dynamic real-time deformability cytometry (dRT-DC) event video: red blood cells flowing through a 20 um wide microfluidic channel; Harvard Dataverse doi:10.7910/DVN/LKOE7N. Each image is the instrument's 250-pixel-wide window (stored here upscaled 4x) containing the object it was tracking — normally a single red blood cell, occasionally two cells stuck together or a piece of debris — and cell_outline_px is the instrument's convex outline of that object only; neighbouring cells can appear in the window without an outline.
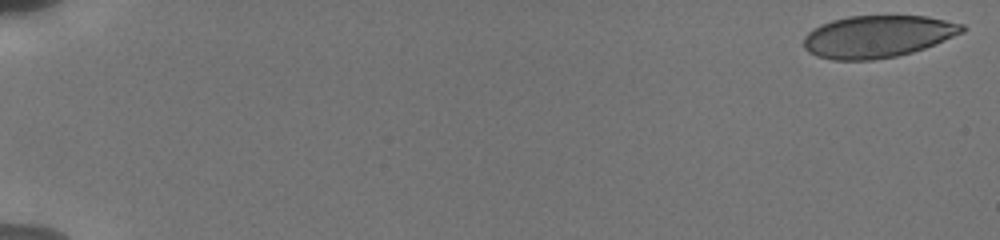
{"species": "human", "species_latin": "Homo sapiens", "temperature_condition": "cold", "stored_images_in_passage": 37, "camera_frame_rate_fps": 3000, "um_per_image_px": 0.085, "donor": {"sex": "male"}, "frame": {"image": 1, "passage_image": 1, "time_ms": 0.0, "image_size_px": [1000, 240], "cell_outline_px": [[968, 28], [964, 32], [936, 44], [912, 52], [896, 56], [872, 60], [832, 60], [816, 56], [808, 52], [804, 48], [804, 36], [812, 28], [820, 24], [832, 20], [848, 16], [928, 16], [964, 24]], "centroid_in_image_um": [74.6, 3.1], "position_along_channel_um": 10.4, "area_um2": 39.25}}
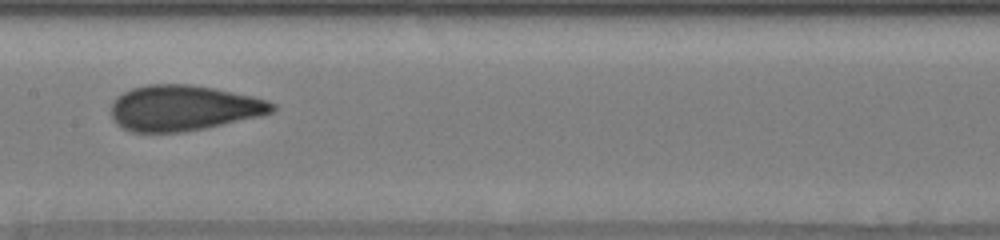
{"frame": {"image": 2, "passage_image": 21, "time_ms": 9.667, "image_size_px": [1000, 240], "cell_outline_px": [[276, 108], [272, 112], [260, 116], [204, 128], [184, 132], [132, 132], [116, 124], [112, 120], [112, 100], [116, 96], [132, 88], [148, 84], [192, 84], [216, 88], [252, 96], [268, 100], [276, 104]], "centroid_in_image_um": [15.59, 9.17], "position_along_channel_um": 191.8, "area_um2": 42.95}}
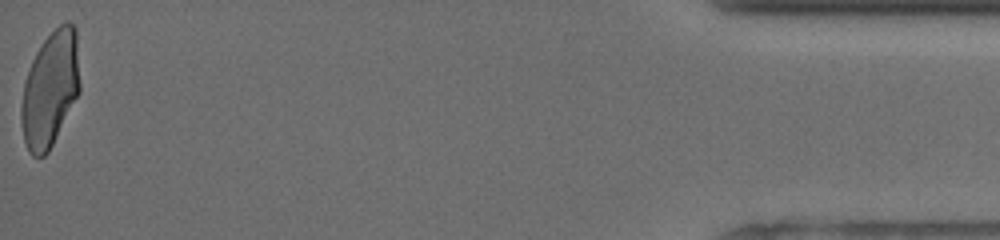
{"frame": {"image": 3, "passage_image": 37, "time_ms": 18.0, "image_size_px": [1000, 240], "cell_outline_px": [[80, 92], [48, 152], [44, 156], [32, 156], [28, 152], [24, 140], [20, 120], [20, 108], [24, 84], [32, 60], [36, 52], [44, 40], [60, 24], [68, 20], [76, 28], [80, 84]], "centroid_in_image_um": [4.26, 7.58], "position_along_channel_um": 430.9, "area_um2": 39.42}, "authors_computed_cell_mechanics": {"area_um2": 41.9628, "velocity_mm_per_s": 3.824, "shape_relaxation_time_tau1_ms": 4.6247, "shape_relaxation_time_tau2_ms": 1.0687, "deformation_change_tau1": 0.1483, "deformation_change_tau2": 0.0589}}